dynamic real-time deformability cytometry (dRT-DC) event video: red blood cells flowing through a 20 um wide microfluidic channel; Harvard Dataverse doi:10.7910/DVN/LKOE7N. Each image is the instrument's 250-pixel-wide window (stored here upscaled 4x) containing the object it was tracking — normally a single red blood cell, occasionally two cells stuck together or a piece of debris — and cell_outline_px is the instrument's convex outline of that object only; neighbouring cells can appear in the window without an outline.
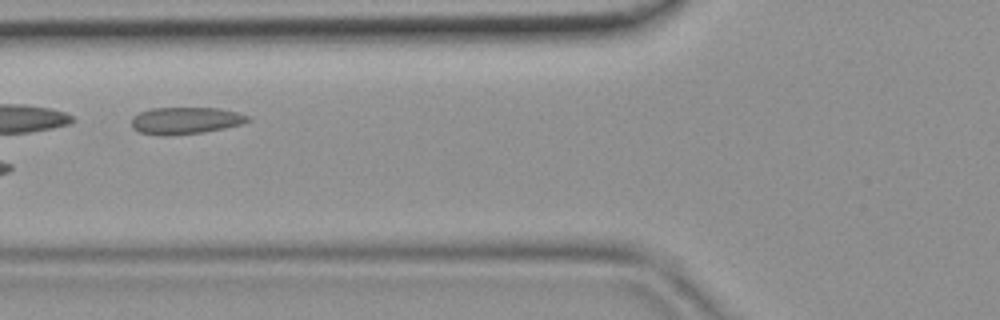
{"species": "common noctule bat (a hibernating species)", "species_latin": "Nyctalus noctula", "temperature_condition": "room temperature", "stored_images_in_passage": 7, "camera_frame_rate_fps": 3000, "um_per_image_px": 0.085, "animal": {"sex": "female", "body_mass_g": 19.9}, "frame": {"image": 1, "passage_image": 5, "time_ms": 1.333, "image_size_px": [1000, 320], "cell_outline_px": [[252, 120], [240, 124], [224, 128], [200, 132], [164, 136], [140, 132], [132, 128], [132, 120], [140, 112], [152, 108], [220, 108], [236, 112], [248, 116]], "centroid_in_image_um": [15.77, 10.24], "position_along_channel_um": 110.0, "area_um2": 17.98}}
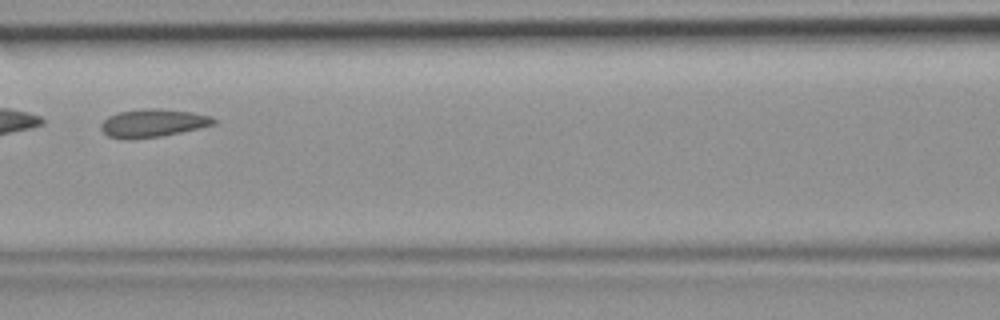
{"frame": {"image": 2, "passage_image": 6, "time_ms": 1.667, "image_size_px": [1000, 320], "cell_outline_px": [[216, 124], [200, 128], [160, 136], [132, 140], [124, 140], [108, 136], [100, 128], [100, 124], [108, 116], [120, 112], [152, 108], [160, 108], [192, 112], [212, 116], [216, 120]], "centroid_in_image_um": [13.0, 10.47], "position_along_channel_um": 153.6, "area_um2": 18.5}}